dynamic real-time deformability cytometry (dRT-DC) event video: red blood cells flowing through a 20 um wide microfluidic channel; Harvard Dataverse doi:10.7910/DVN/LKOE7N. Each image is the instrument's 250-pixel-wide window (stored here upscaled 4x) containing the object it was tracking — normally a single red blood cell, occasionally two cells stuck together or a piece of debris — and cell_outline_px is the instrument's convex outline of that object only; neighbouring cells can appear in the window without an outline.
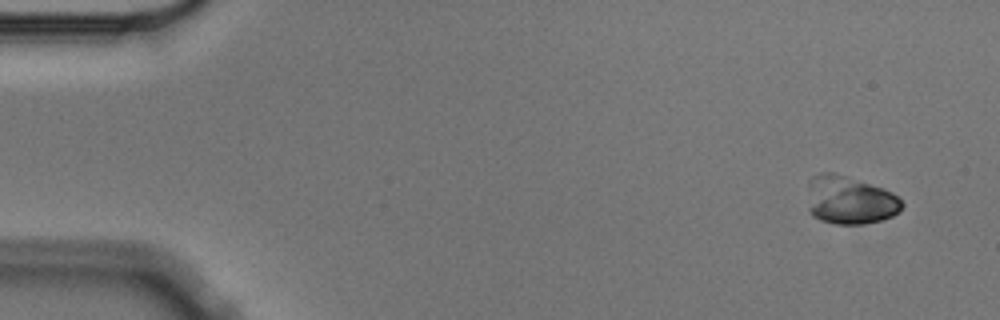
{"species": "Egyptian fruit bat (a non-hibernating species)", "species_latin": "Rousettus aegyptiacus", "temperature_condition": "cold", "stored_images_in_passage": 6, "camera_frame_rate_fps": 3000, "um_per_image_px": 0.085, "animal": {"sex": "male"}, "frame": {"image": 1, "passage_image": 1, "time_ms": 0.0, "image_size_px": [1000, 320], "cell_outline_px": [[904, 204], [900, 212], [892, 216], [880, 220], [864, 224], [836, 224], [820, 220], [812, 216], [808, 212], [808, 180], [812, 176], [820, 172], [832, 172], [884, 188], [892, 192]], "centroid_in_image_um": [72.19, 17.01], "position_along_channel_um": 12.8, "area_um2": 26.82}}
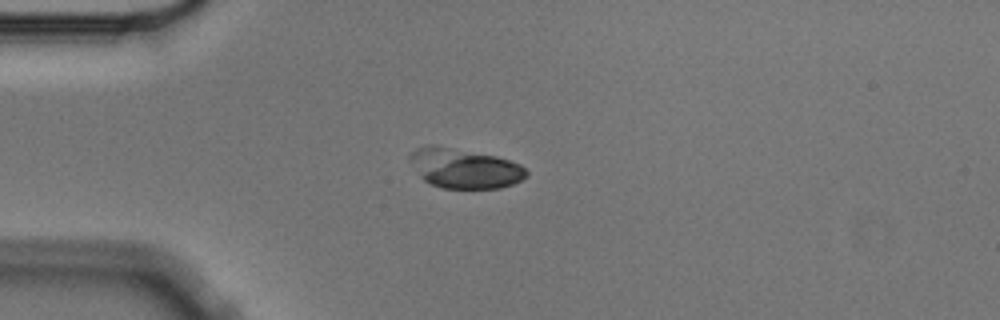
{"frame": {"image": 2, "passage_image": 4, "time_ms": 1.0, "image_size_px": [1000, 320], "cell_outline_px": [[528, 176], [512, 184], [500, 188], [444, 188], [432, 184], [424, 180], [420, 176], [408, 156], [416, 148], [432, 144], [496, 156], [520, 164], [528, 172]], "centroid_in_image_um": [39.49, 14.3], "position_along_channel_um": 45.5, "area_um2": 26.7}}
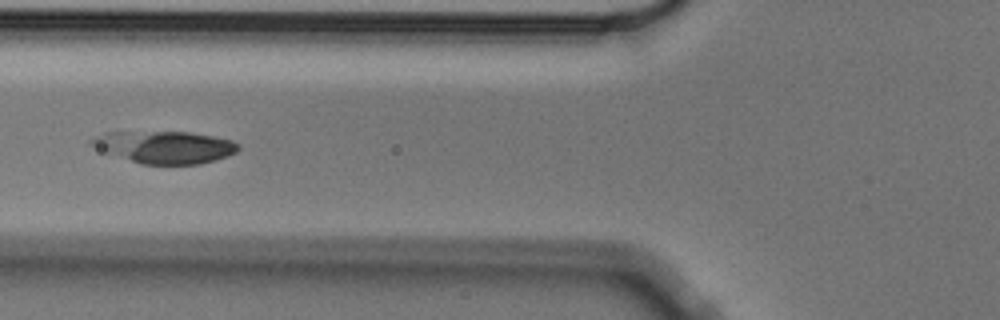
{"frame": {"image": 3, "passage_image": 6, "time_ms": 1.667, "image_size_px": [1000, 320], "cell_outline_px": [[240, 148], [236, 152], [228, 156], [216, 160], [200, 164], [140, 164], [108, 152], [88, 144], [88, 140], [104, 132], [188, 132], [212, 136], [232, 140], [240, 144]], "centroid_in_image_um": [14.04, 12.5], "position_along_channel_um": 111.8, "area_um2": 27.46}}